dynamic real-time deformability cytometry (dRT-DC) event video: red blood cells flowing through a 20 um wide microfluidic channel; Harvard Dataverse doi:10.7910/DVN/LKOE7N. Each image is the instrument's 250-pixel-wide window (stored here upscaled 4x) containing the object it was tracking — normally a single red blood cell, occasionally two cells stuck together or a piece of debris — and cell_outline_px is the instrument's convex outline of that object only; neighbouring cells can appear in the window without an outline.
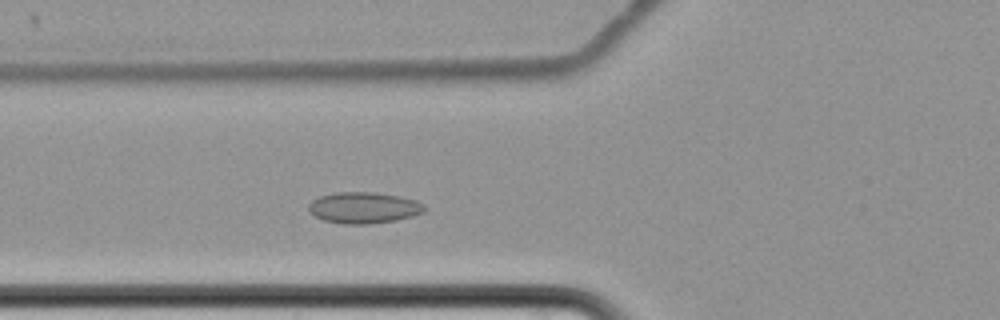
{"species": "common noctule bat (a hibernating species)", "species_latin": "Nyctalus noctula", "temperature_condition": "cold", "stored_images_in_passage": 4, "camera_frame_rate_fps": 3000, "um_per_image_px": 0.085, "animal": {"sex": "female", "body_mass_g": 22.7, "forearm_length_mm": 54.2}, "frame": {"image": 1, "passage_image": 4, "time_ms": 4.667, "image_size_px": [1000, 320], "cell_outline_px": [[428, 208], [424, 212], [412, 216], [396, 220], [368, 224], [344, 224], [324, 220], [316, 216], [308, 208], [308, 204], [312, 200], [320, 196], [336, 192], [376, 192], [400, 196], [416, 200], [424, 204]], "centroid_in_image_um": [30.96, 17.65], "position_along_channel_um": 94.8, "area_um2": 21.15}}